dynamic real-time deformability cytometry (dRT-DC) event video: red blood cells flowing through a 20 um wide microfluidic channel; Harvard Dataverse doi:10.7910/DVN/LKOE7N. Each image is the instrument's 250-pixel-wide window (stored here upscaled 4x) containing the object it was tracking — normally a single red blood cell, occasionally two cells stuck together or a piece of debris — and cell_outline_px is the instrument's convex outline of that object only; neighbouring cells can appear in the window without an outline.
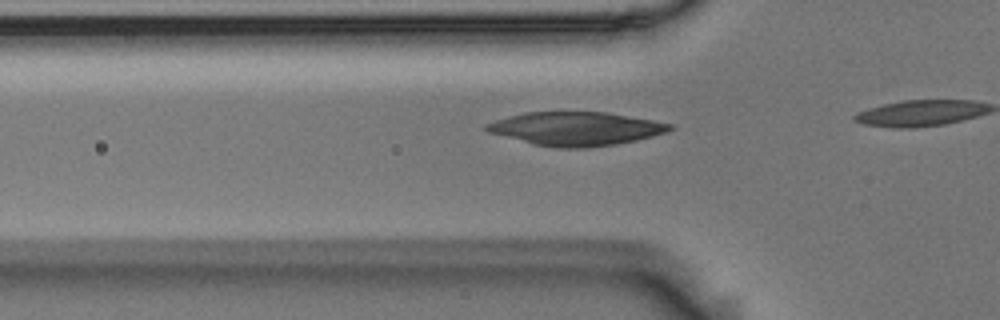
{"species": "Egyptian fruit bat (a non-hibernating species)", "species_latin": "Rousettus aegyptiacus", "temperature_condition": "room temperature", "stored_images_in_passage": 13, "camera_frame_rate_fps": 3000, "um_per_image_px": 0.085, "animal": {"sex": "male"}, "frame": {"image": 1, "passage_image": 8, "time_ms": 2.333, "image_size_px": [1000, 320], "cell_outline_px": [[676, 128], [668, 132], [636, 140], [616, 144], [588, 148], [560, 148], [532, 144], [488, 132], [484, 128], [484, 124], [508, 116], [524, 112], [608, 112], [676, 124]], "centroid_in_image_um": [48.99, 10.94], "position_along_channel_um": 76.8, "area_um2": 36.18}}
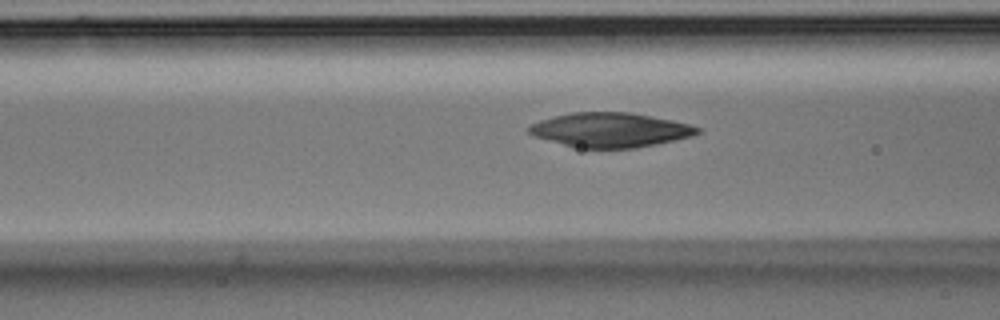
{"frame": {"image": 2, "passage_image": 11, "time_ms": 3.333, "image_size_px": [1000, 320], "cell_outline_px": [[700, 132], [692, 136], [676, 140], [636, 148], [572, 148], [532, 136], [524, 128], [540, 120], [572, 112], [628, 112], [652, 116], [672, 120], [688, 124], [700, 128]], "centroid_in_image_um": [51.81, 11.06], "position_along_channel_um": 114.8, "area_um2": 34.1}}